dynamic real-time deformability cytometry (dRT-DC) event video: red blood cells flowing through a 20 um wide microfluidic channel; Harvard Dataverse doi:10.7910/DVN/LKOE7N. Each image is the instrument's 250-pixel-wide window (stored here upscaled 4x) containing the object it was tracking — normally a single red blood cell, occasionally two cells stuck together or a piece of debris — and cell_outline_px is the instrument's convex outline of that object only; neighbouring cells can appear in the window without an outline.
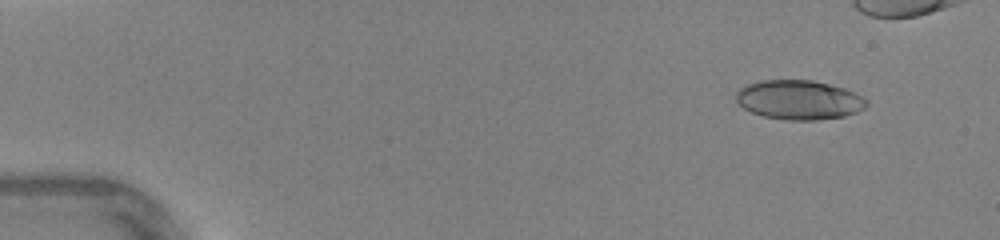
{"species": "human", "species_latin": "Homo sapiens", "temperature_condition": "warm", "stored_images_in_passage": 39, "camera_frame_rate_fps": 3000, "um_per_image_px": 0.085, "donor": {"sex": "female"}, "frame": {"image": 1, "passage_image": 5, "time_ms": 1.333, "image_size_px": [1000, 240], "cell_outline_px": [[868, 104], [864, 108], [856, 112], [844, 116], [816, 120], [784, 120], [764, 116], [752, 112], [744, 108], [736, 100], [736, 92], [744, 84], [760, 80], [812, 80], [844, 88], [864, 96], [868, 100]], "centroid_in_image_um": [67.92, 8.48], "position_along_channel_um": 17.1, "area_um2": 30.06}}
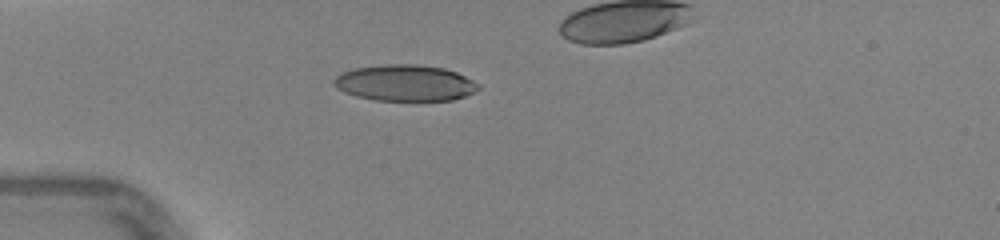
{"frame": {"image": 2, "passage_image": 14, "time_ms": 4.333, "image_size_px": [1000, 240], "cell_outline_px": [[480, 88], [464, 96], [452, 100], [376, 100], [356, 96], [344, 92], [336, 88], [332, 84], [332, 80], [340, 72], [356, 68], [384, 64], [416, 64], [444, 68], [456, 72], [480, 84]], "centroid_in_image_um": [34.38, 7.04], "position_along_channel_um": 50.6, "area_um2": 30.46}}
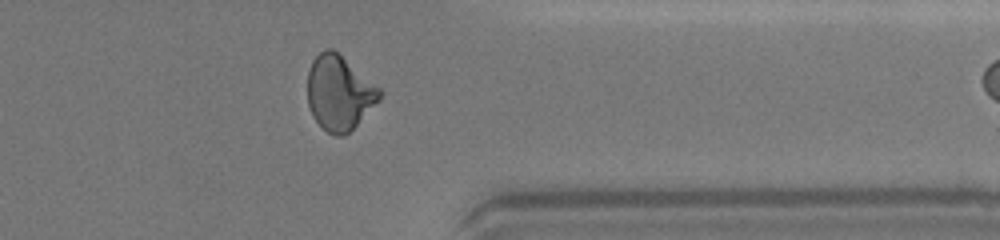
{"frame": {"image": 3, "passage_image": 38, "time_ms": 12.333, "image_size_px": [1000, 240], "cell_outline_px": [[384, 92], [380, 100], [344, 136], [336, 136], [328, 132], [312, 116], [308, 104], [308, 72], [312, 60], [324, 48], [332, 48], [380, 88]], "centroid_in_image_um": [28.83, 7.88], "position_along_channel_um": 382.6, "area_um2": 31.04}}